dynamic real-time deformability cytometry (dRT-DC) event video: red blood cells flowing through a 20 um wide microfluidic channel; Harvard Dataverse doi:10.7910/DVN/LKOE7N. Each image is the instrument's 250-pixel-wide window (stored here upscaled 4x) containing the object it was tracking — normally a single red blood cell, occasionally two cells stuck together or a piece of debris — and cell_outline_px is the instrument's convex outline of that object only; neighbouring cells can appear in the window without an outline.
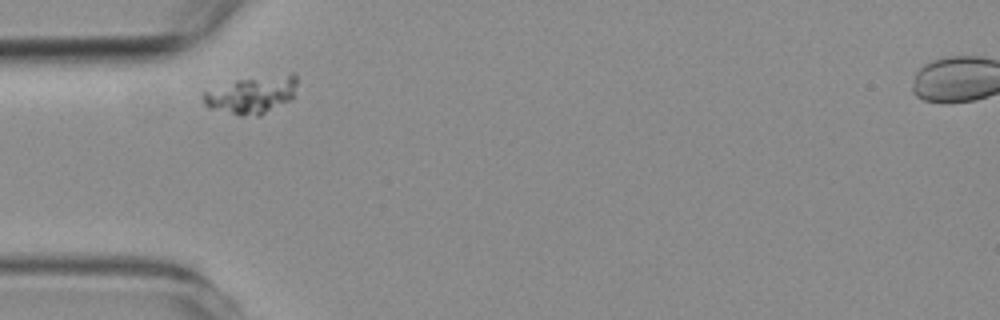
{"species": "common noctule bat (a hibernating species)", "species_latin": "Nyctalus noctula", "temperature_condition": "room temperature", "stored_images_in_passage": 7, "camera_frame_rate_fps": 3000, "um_per_image_px": 0.085, "animal": {"sex": "female", "body_mass_g": 19.3, "forearm_length_mm": 54.1}, "frame": {"image": 1, "passage_image": 1, "time_ms": 0.0, "image_size_px": [1000, 320], "cell_outline_px": [[296, 84], [292, 100], [260, 116], [240, 116], [208, 108], [204, 104], [204, 92], [236, 80], [292, 72], [296, 72]], "centroid_in_image_um": [21.46, 8.07], "position_along_channel_um": 63.5, "area_um2": 20.63}}
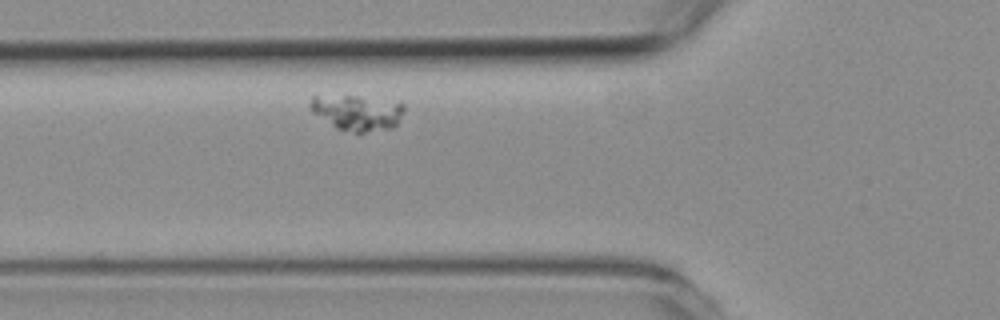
{"frame": {"image": 2, "passage_image": 4, "time_ms": 1.0, "image_size_px": [1000, 320], "cell_outline_px": [[404, 112], [396, 124], [392, 128], [360, 136], [336, 128], [312, 112], [312, 96], [356, 96], [400, 100], [404, 104]], "centroid_in_image_um": [30.47, 9.61], "position_along_channel_um": 95.3, "area_um2": 20.06}}
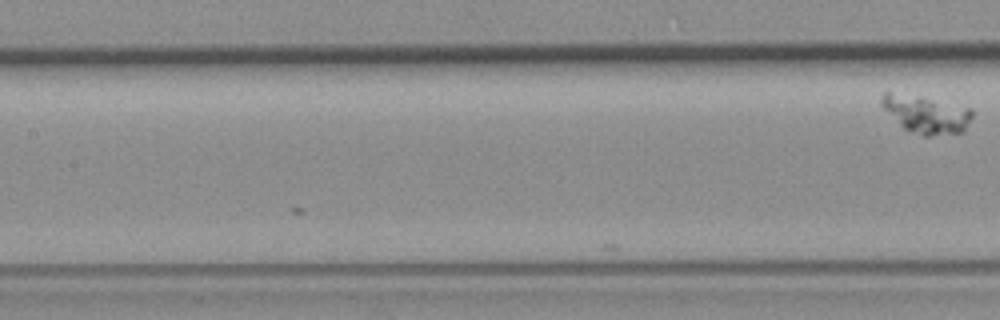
{"frame": {"image": 3, "passage_image": 7, "time_ms": 2.0, "image_size_px": [1000, 320], "cell_outline_px": [[972, 116], [964, 132], [928, 136], [924, 136], [908, 132], [880, 104], [880, 100], [884, 92], [888, 92], [920, 96], [972, 108]], "centroid_in_image_um": [78.74, 9.72], "position_along_channel_um": 128.7, "area_um2": 19.83}}